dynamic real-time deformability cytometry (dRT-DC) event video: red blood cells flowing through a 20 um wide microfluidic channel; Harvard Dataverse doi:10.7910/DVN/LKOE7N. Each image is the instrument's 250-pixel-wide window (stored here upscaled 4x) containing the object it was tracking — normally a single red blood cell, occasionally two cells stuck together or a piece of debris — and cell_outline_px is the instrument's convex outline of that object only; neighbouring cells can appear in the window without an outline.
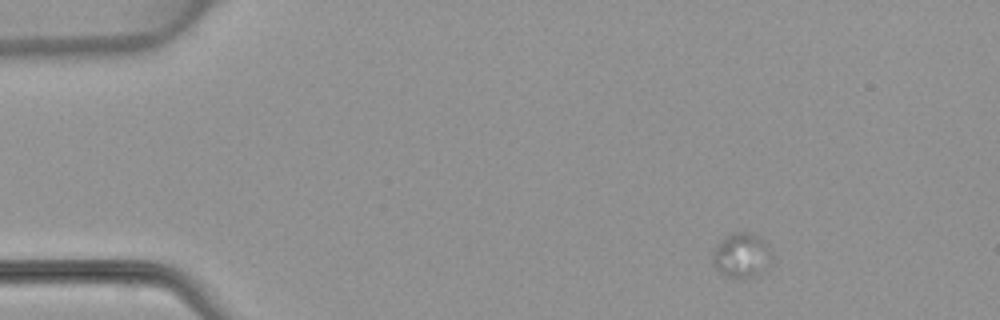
{"species": "common noctule bat (a hibernating species)", "species_latin": "Nyctalus noctula", "temperature_condition": "warm", "stored_images_in_passage": 4, "camera_frame_rate_fps": 3000, "um_per_image_px": 0.085, "animal": {"sex": "female", "body_mass_g": 22.7, "forearm_length_mm": 54.2}, "frame": {"image": 1, "passage_image": 1, "time_ms": 0.0, "image_size_px": [1000, 320], "cell_outline_px": [[772, 264], [764, 272], [756, 276], [736, 280], [724, 276], [712, 264], [712, 252], [720, 240], [724, 236], [732, 232], [748, 232], [764, 240], [768, 248]], "centroid_in_image_um": [63.01, 21.75], "position_along_channel_um": 22.0, "area_um2": 15.84}}